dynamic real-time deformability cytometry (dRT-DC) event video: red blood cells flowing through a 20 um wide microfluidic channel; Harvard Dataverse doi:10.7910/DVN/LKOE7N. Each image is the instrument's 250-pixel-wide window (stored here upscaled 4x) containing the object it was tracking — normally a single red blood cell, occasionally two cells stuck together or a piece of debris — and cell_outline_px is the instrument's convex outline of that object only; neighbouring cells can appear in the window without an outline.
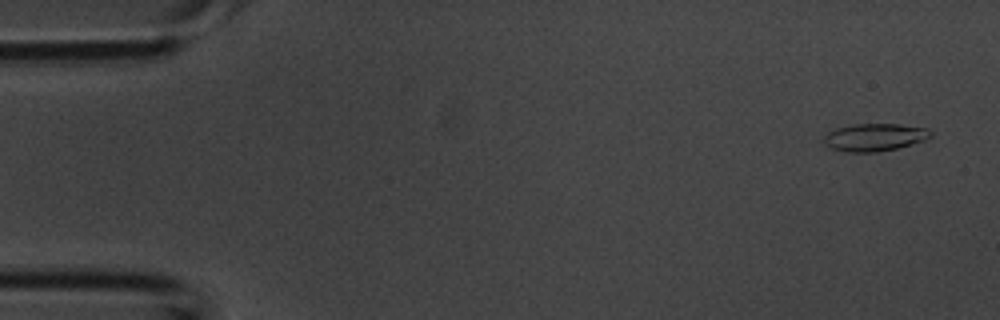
{"species": "common noctule bat (a hibernating species)", "species_latin": "Nyctalus noctula", "temperature_condition": "room temperature", "stored_images_in_passage": 42, "camera_frame_rate_fps": 3000, "um_per_image_px": 0.085, "animal": {"sex": "male", "body_mass_g": 20.1, "forearm_length_mm": 53.5}, "frame": {"image": 1, "passage_image": 2, "time_ms": 0.333, "image_size_px": [1000, 320], "cell_outline_px": [[932, 136], [924, 140], [912, 144], [896, 148], [876, 152], [844, 152], [832, 148], [824, 144], [824, 136], [828, 132], [836, 128], [852, 124], [900, 124], [928, 128], [932, 132]], "centroid_in_image_um": [74.34, 11.66], "position_along_channel_um": 10.7, "area_um2": 17.22}}
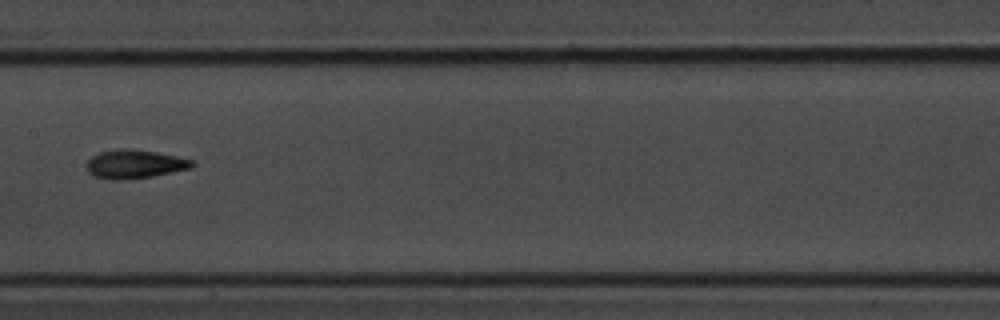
{"frame": {"image": 2, "passage_image": 21, "time_ms": 6.667, "image_size_px": [1000, 320], "cell_outline_px": [[196, 164], [192, 168], [152, 176], [120, 180], [112, 180], [92, 176], [84, 168], [84, 164], [92, 156], [100, 152], [156, 152], [196, 160]], "centroid_in_image_um": [11.46, 14.01], "position_along_channel_um": 195.9, "area_um2": 16.99}}
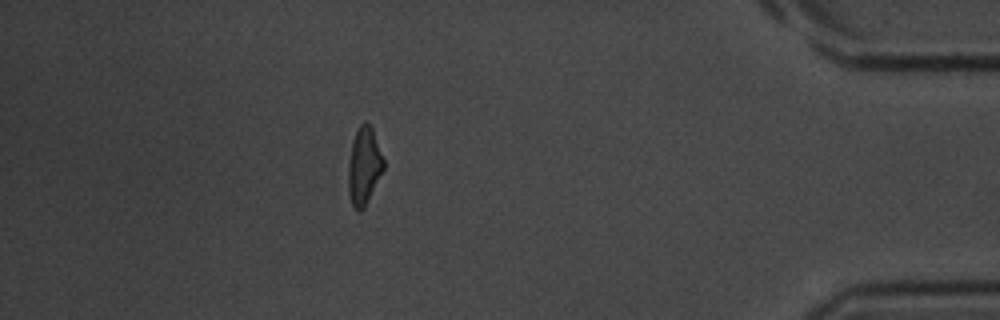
{"frame": {"image": 3, "passage_image": 37, "time_ms": 12.0, "image_size_px": [1000, 320], "cell_outline_px": [[384, 168], [364, 208], [360, 212], [356, 212], [352, 204], [348, 192], [348, 164], [352, 140], [360, 124], [364, 120], [372, 128], [384, 160]], "centroid_in_image_um": [30.92, 14.12], "position_along_channel_um": 404.3, "area_um2": 15.9}}